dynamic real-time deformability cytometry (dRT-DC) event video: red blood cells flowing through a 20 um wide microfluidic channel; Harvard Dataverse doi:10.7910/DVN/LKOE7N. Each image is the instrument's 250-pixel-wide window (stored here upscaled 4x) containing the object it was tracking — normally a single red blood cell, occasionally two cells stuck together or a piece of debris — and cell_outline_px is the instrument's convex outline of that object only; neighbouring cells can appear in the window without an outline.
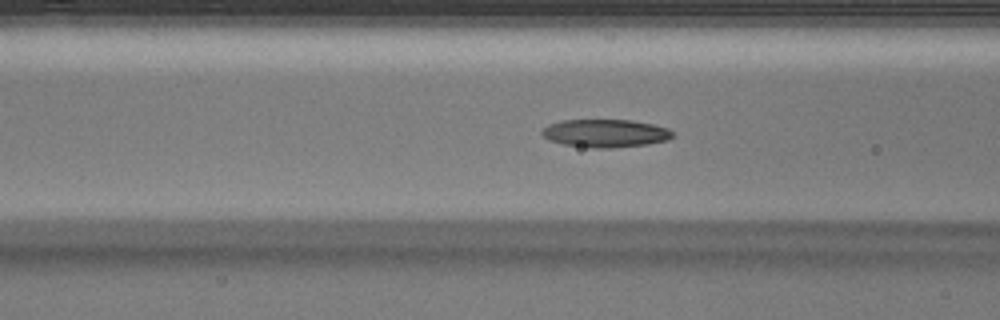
{"species": "Egyptian fruit bat (a non-hibernating species)", "species_latin": "Rousettus aegyptiacus", "temperature_condition": "warm", "stored_images_in_passage": 35, "camera_frame_rate_fps": 3000, "um_per_image_px": 0.085, "animal": {"sex": "male"}, "frame": {"image": 1, "passage_image": 4, "time_ms": 1.0, "image_size_px": [1000, 320], "cell_outline_px": [[676, 136], [668, 140], [648, 144], [612, 148], [592, 148], [564, 144], [548, 140], [540, 132], [548, 124], [560, 120], [632, 120], [652, 124], [668, 128]], "centroid_in_image_um": [51.47, 11.33], "position_along_channel_um": 115.1, "area_um2": 21.44}}
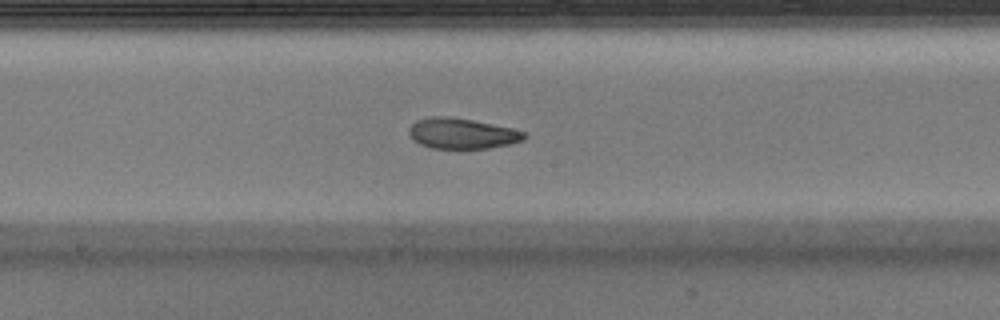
{"frame": {"image": 2, "passage_image": 11, "time_ms": 3.333, "image_size_px": [1000, 320], "cell_outline_px": [[528, 136], [524, 140], [508, 144], [488, 148], [428, 148], [412, 140], [408, 132], [408, 128], [416, 120], [428, 116], [448, 116], [472, 120], [512, 128], [524, 132]], "centroid_in_image_um": [39.22, 11.34], "position_along_channel_um": 209.0, "area_um2": 20.63}}
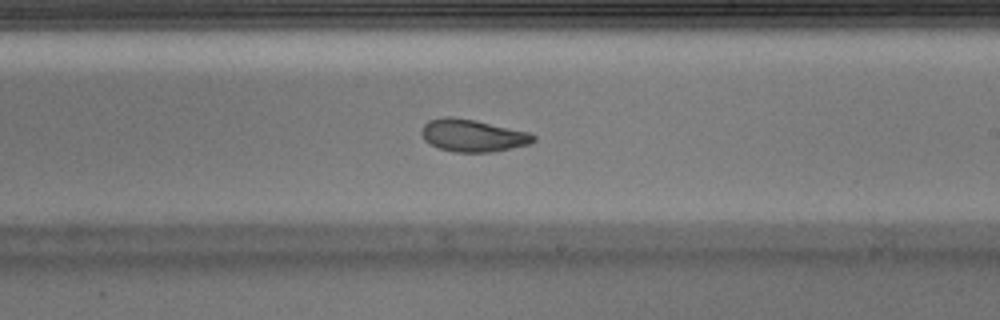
{"frame": {"image": 3, "passage_image": 14, "time_ms": 4.333, "image_size_px": [1000, 320], "cell_outline_px": [[536, 140], [528, 144], [492, 152], [456, 152], [440, 148], [424, 140], [420, 132], [424, 124], [428, 120], [444, 116], [448, 116], [476, 120], [528, 132], [536, 136]], "centroid_in_image_um": [40.16, 11.51], "position_along_channel_um": 248.8, "area_um2": 20.98}}